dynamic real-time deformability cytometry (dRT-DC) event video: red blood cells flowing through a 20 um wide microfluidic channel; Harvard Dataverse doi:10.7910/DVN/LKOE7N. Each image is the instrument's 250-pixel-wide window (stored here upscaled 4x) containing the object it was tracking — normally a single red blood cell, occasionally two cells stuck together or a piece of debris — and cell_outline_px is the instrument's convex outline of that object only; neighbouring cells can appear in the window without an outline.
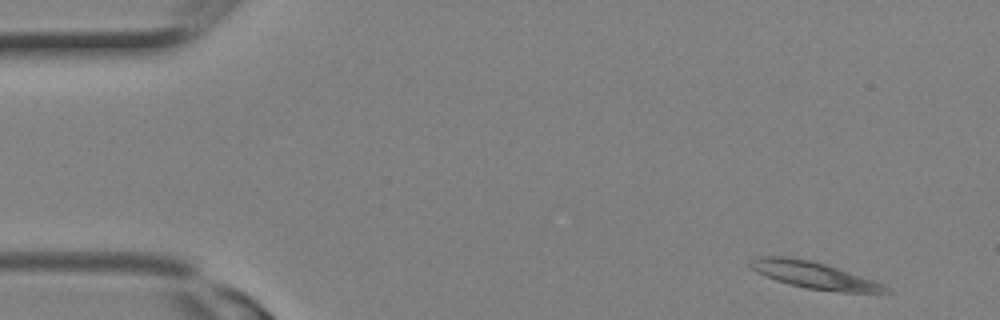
{"species": "Egyptian fruit bat (a non-hibernating species)", "species_latin": "Rousettus aegyptiacus", "temperature_condition": "room temperature", "stored_images_in_passage": 3, "segment_of_instrument_passage": [2, 2], "camera_frame_rate_fps": 3000, "um_per_image_px": 0.085, "animal": {"sex": "female"}, "frame": {"image": 1, "passage_image": 3, "time_ms": 0.667, "image_size_px": [1000, 320], "cell_outline_px": [[892, 292], [840, 292], [804, 288], [776, 280], [764, 276], [756, 272], [748, 264], [752, 260], [760, 256], [788, 256], [808, 260], [824, 264], [884, 284]], "centroid_in_image_um": [69.15, 23.39], "position_along_channel_um": 15.9, "area_um2": 20.75}}